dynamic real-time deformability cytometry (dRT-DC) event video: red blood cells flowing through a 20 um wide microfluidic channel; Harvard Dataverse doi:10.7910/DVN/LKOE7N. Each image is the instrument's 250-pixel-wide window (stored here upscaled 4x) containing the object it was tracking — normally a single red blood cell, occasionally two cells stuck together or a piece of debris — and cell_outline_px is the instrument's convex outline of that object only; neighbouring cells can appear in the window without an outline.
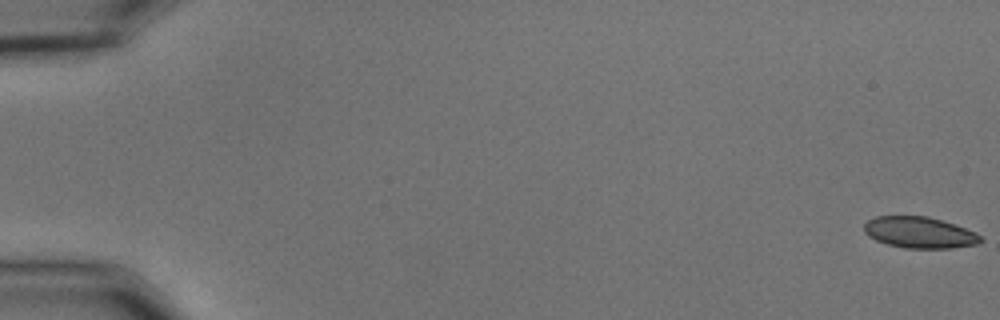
{"species": "common noctule bat (a hibernating species)", "species_latin": "Nyctalus noctula", "temperature_condition": "cold", "stored_images_in_passage": 56, "camera_frame_rate_fps": 3000, "um_per_image_px": 0.085, "animal": {"sex": "male", "body_mass_g": 15.6}, "frame": {"image": 1, "passage_image": 1, "time_ms": 0.0, "image_size_px": [1000, 320], "cell_outline_px": [[984, 240], [976, 244], [952, 248], [904, 248], [888, 244], [876, 240], [868, 236], [864, 232], [864, 224], [868, 220], [876, 216], [928, 216], [976, 232]], "centroid_in_image_um": [78.14, 19.76], "position_along_channel_um": 6.9, "area_um2": 21.1}}
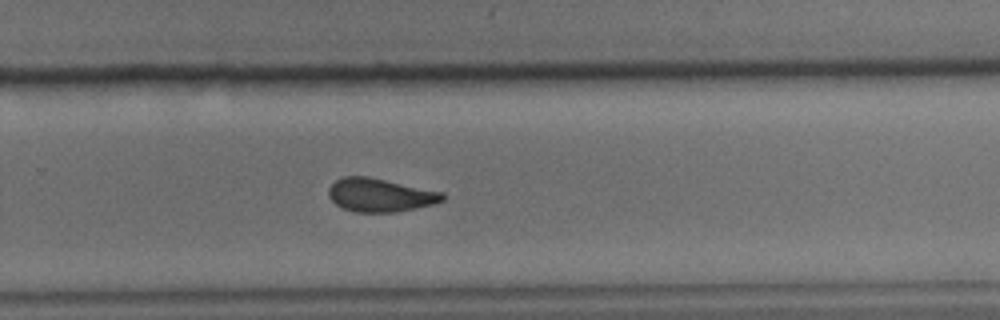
{"frame": {"image": 2, "passage_image": 38, "time_ms": 12.333, "image_size_px": [1000, 320], "cell_outline_px": [[444, 200], [432, 204], [416, 208], [396, 212], [356, 212], [344, 208], [336, 204], [328, 196], [328, 188], [336, 180], [344, 176], [368, 176], [444, 192]], "centroid_in_image_um": [32.31, 16.57], "position_along_channel_um": 297.5, "area_um2": 22.14}}
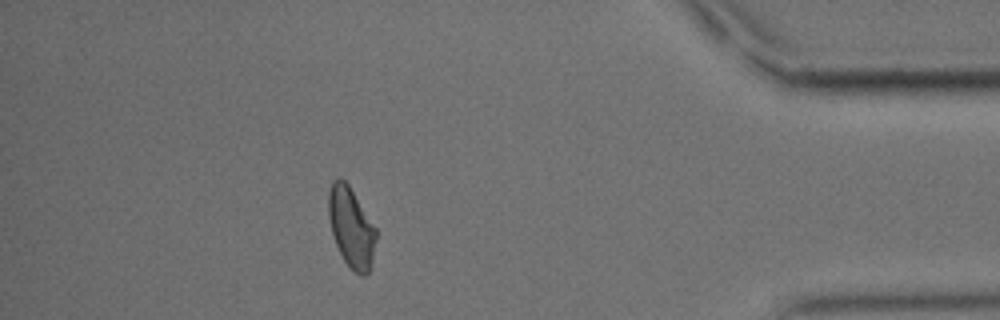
{"frame": {"image": 3, "passage_image": 50, "time_ms": 16.333, "image_size_px": [1000, 320], "cell_outline_px": [[376, 240], [372, 260], [368, 272], [364, 276], [360, 276], [344, 260], [336, 244], [332, 232], [328, 216], [328, 192], [332, 180], [340, 176], [348, 184], [376, 228]], "centroid_in_image_um": [29.84, 19.29], "position_along_channel_um": 405.4, "area_um2": 21.96}, "authors_computed_cell_mechanics": {"area_um2": 22.5131, "velocity_mm_per_s": 3.6688, "shape_relaxation_time_tau1_ms": 4.4173, "shape_relaxation_time_tau2_ms": 1.8208, "deformation_change_tau1": 0.114, "deformation_change_tau2": 0.0621}}